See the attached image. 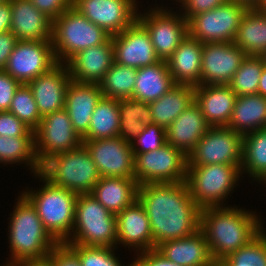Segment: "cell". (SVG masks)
<instances>
[{"label": "cell", "instance_id": "cell-13", "mask_svg": "<svg viewBox=\"0 0 266 266\" xmlns=\"http://www.w3.org/2000/svg\"><path fill=\"white\" fill-rule=\"evenodd\" d=\"M82 144L65 109L44 116L35 130V152L42 166L56 154L70 151Z\"/></svg>", "mask_w": 266, "mask_h": 266}, {"label": "cell", "instance_id": "cell-53", "mask_svg": "<svg viewBox=\"0 0 266 266\" xmlns=\"http://www.w3.org/2000/svg\"><path fill=\"white\" fill-rule=\"evenodd\" d=\"M259 11L266 14V0H261L259 5L256 7Z\"/></svg>", "mask_w": 266, "mask_h": 266}, {"label": "cell", "instance_id": "cell-49", "mask_svg": "<svg viewBox=\"0 0 266 266\" xmlns=\"http://www.w3.org/2000/svg\"><path fill=\"white\" fill-rule=\"evenodd\" d=\"M17 42V37L11 31L0 32V70H4Z\"/></svg>", "mask_w": 266, "mask_h": 266}, {"label": "cell", "instance_id": "cell-25", "mask_svg": "<svg viewBox=\"0 0 266 266\" xmlns=\"http://www.w3.org/2000/svg\"><path fill=\"white\" fill-rule=\"evenodd\" d=\"M210 128L201 108L194 101L166 129V143L188 156Z\"/></svg>", "mask_w": 266, "mask_h": 266}, {"label": "cell", "instance_id": "cell-50", "mask_svg": "<svg viewBox=\"0 0 266 266\" xmlns=\"http://www.w3.org/2000/svg\"><path fill=\"white\" fill-rule=\"evenodd\" d=\"M11 15V0L0 4V32L10 31Z\"/></svg>", "mask_w": 266, "mask_h": 266}, {"label": "cell", "instance_id": "cell-4", "mask_svg": "<svg viewBox=\"0 0 266 266\" xmlns=\"http://www.w3.org/2000/svg\"><path fill=\"white\" fill-rule=\"evenodd\" d=\"M42 186L22 190V194L36 208L44 228L58 242L64 243L74 227L77 194L53 184L41 172L34 174ZM34 189V190H33ZM38 189V190H37Z\"/></svg>", "mask_w": 266, "mask_h": 266}, {"label": "cell", "instance_id": "cell-48", "mask_svg": "<svg viewBox=\"0 0 266 266\" xmlns=\"http://www.w3.org/2000/svg\"><path fill=\"white\" fill-rule=\"evenodd\" d=\"M133 266H181L167 260L156 248L134 255Z\"/></svg>", "mask_w": 266, "mask_h": 266}, {"label": "cell", "instance_id": "cell-22", "mask_svg": "<svg viewBox=\"0 0 266 266\" xmlns=\"http://www.w3.org/2000/svg\"><path fill=\"white\" fill-rule=\"evenodd\" d=\"M10 31L18 41L52 40L53 21L30 0H11Z\"/></svg>", "mask_w": 266, "mask_h": 266}, {"label": "cell", "instance_id": "cell-3", "mask_svg": "<svg viewBox=\"0 0 266 266\" xmlns=\"http://www.w3.org/2000/svg\"><path fill=\"white\" fill-rule=\"evenodd\" d=\"M8 217V248L11 253L4 266L46 262L58 242L44 228L36 208L21 193ZM7 261V262H6Z\"/></svg>", "mask_w": 266, "mask_h": 266}, {"label": "cell", "instance_id": "cell-17", "mask_svg": "<svg viewBox=\"0 0 266 266\" xmlns=\"http://www.w3.org/2000/svg\"><path fill=\"white\" fill-rule=\"evenodd\" d=\"M247 54L233 42L204 43L202 47V85H228Z\"/></svg>", "mask_w": 266, "mask_h": 266}, {"label": "cell", "instance_id": "cell-32", "mask_svg": "<svg viewBox=\"0 0 266 266\" xmlns=\"http://www.w3.org/2000/svg\"><path fill=\"white\" fill-rule=\"evenodd\" d=\"M233 43L247 55L262 56L266 52V14L257 8H248Z\"/></svg>", "mask_w": 266, "mask_h": 266}, {"label": "cell", "instance_id": "cell-37", "mask_svg": "<svg viewBox=\"0 0 266 266\" xmlns=\"http://www.w3.org/2000/svg\"><path fill=\"white\" fill-rule=\"evenodd\" d=\"M136 74V68L114 62L99 83L103 97L118 100L132 98Z\"/></svg>", "mask_w": 266, "mask_h": 266}, {"label": "cell", "instance_id": "cell-43", "mask_svg": "<svg viewBox=\"0 0 266 266\" xmlns=\"http://www.w3.org/2000/svg\"><path fill=\"white\" fill-rule=\"evenodd\" d=\"M35 136V131L28 127L9 111H0V136Z\"/></svg>", "mask_w": 266, "mask_h": 266}, {"label": "cell", "instance_id": "cell-16", "mask_svg": "<svg viewBox=\"0 0 266 266\" xmlns=\"http://www.w3.org/2000/svg\"><path fill=\"white\" fill-rule=\"evenodd\" d=\"M100 177L135 178L131 143L119 136L98 140H82Z\"/></svg>", "mask_w": 266, "mask_h": 266}, {"label": "cell", "instance_id": "cell-46", "mask_svg": "<svg viewBox=\"0 0 266 266\" xmlns=\"http://www.w3.org/2000/svg\"><path fill=\"white\" fill-rule=\"evenodd\" d=\"M20 84L4 70H0V111L9 110L12 98Z\"/></svg>", "mask_w": 266, "mask_h": 266}, {"label": "cell", "instance_id": "cell-9", "mask_svg": "<svg viewBox=\"0 0 266 266\" xmlns=\"http://www.w3.org/2000/svg\"><path fill=\"white\" fill-rule=\"evenodd\" d=\"M148 12L138 11L137 20L148 31L156 55L161 61H167L189 34L188 21L174 8L154 3ZM152 7V8H151Z\"/></svg>", "mask_w": 266, "mask_h": 266}, {"label": "cell", "instance_id": "cell-14", "mask_svg": "<svg viewBox=\"0 0 266 266\" xmlns=\"http://www.w3.org/2000/svg\"><path fill=\"white\" fill-rule=\"evenodd\" d=\"M57 64L52 40L18 41L4 71L21 84H27Z\"/></svg>", "mask_w": 266, "mask_h": 266}, {"label": "cell", "instance_id": "cell-21", "mask_svg": "<svg viewBox=\"0 0 266 266\" xmlns=\"http://www.w3.org/2000/svg\"><path fill=\"white\" fill-rule=\"evenodd\" d=\"M113 63L114 50L111 36L106 43L79 51L65 64L72 81L99 84Z\"/></svg>", "mask_w": 266, "mask_h": 266}, {"label": "cell", "instance_id": "cell-30", "mask_svg": "<svg viewBox=\"0 0 266 266\" xmlns=\"http://www.w3.org/2000/svg\"><path fill=\"white\" fill-rule=\"evenodd\" d=\"M195 101V86L175 84L159 99L149 103L153 123L165 130Z\"/></svg>", "mask_w": 266, "mask_h": 266}, {"label": "cell", "instance_id": "cell-44", "mask_svg": "<svg viewBox=\"0 0 266 266\" xmlns=\"http://www.w3.org/2000/svg\"><path fill=\"white\" fill-rule=\"evenodd\" d=\"M178 2L179 12L189 21L193 16L212 10L228 0H173ZM180 6V7H179ZM181 10V11H180Z\"/></svg>", "mask_w": 266, "mask_h": 266}, {"label": "cell", "instance_id": "cell-31", "mask_svg": "<svg viewBox=\"0 0 266 266\" xmlns=\"http://www.w3.org/2000/svg\"><path fill=\"white\" fill-rule=\"evenodd\" d=\"M227 127L242 135L266 127V98L260 94L237 96Z\"/></svg>", "mask_w": 266, "mask_h": 266}, {"label": "cell", "instance_id": "cell-20", "mask_svg": "<svg viewBox=\"0 0 266 266\" xmlns=\"http://www.w3.org/2000/svg\"><path fill=\"white\" fill-rule=\"evenodd\" d=\"M71 80L67 65L58 63L47 73L27 83L42 118L64 109L66 90Z\"/></svg>", "mask_w": 266, "mask_h": 266}, {"label": "cell", "instance_id": "cell-8", "mask_svg": "<svg viewBox=\"0 0 266 266\" xmlns=\"http://www.w3.org/2000/svg\"><path fill=\"white\" fill-rule=\"evenodd\" d=\"M41 173L53 184L77 195L91 193L100 179L96 165L83 144L52 156L42 165Z\"/></svg>", "mask_w": 266, "mask_h": 266}, {"label": "cell", "instance_id": "cell-52", "mask_svg": "<svg viewBox=\"0 0 266 266\" xmlns=\"http://www.w3.org/2000/svg\"><path fill=\"white\" fill-rule=\"evenodd\" d=\"M234 1L235 3L243 4L247 8H256L261 0H231Z\"/></svg>", "mask_w": 266, "mask_h": 266}, {"label": "cell", "instance_id": "cell-54", "mask_svg": "<svg viewBox=\"0 0 266 266\" xmlns=\"http://www.w3.org/2000/svg\"><path fill=\"white\" fill-rule=\"evenodd\" d=\"M21 266H50L47 262L26 263Z\"/></svg>", "mask_w": 266, "mask_h": 266}, {"label": "cell", "instance_id": "cell-12", "mask_svg": "<svg viewBox=\"0 0 266 266\" xmlns=\"http://www.w3.org/2000/svg\"><path fill=\"white\" fill-rule=\"evenodd\" d=\"M243 135L227 126L211 127L189 153L188 166H241Z\"/></svg>", "mask_w": 266, "mask_h": 266}, {"label": "cell", "instance_id": "cell-23", "mask_svg": "<svg viewBox=\"0 0 266 266\" xmlns=\"http://www.w3.org/2000/svg\"><path fill=\"white\" fill-rule=\"evenodd\" d=\"M102 97L99 84L78 83L72 80L69 83L64 109L81 138L88 132L92 113Z\"/></svg>", "mask_w": 266, "mask_h": 266}, {"label": "cell", "instance_id": "cell-36", "mask_svg": "<svg viewBox=\"0 0 266 266\" xmlns=\"http://www.w3.org/2000/svg\"><path fill=\"white\" fill-rule=\"evenodd\" d=\"M118 99L102 97L91 116L88 132L82 140L114 138L119 131Z\"/></svg>", "mask_w": 266, "mask_h": 266}, {"label": "cell", "instance_id": "cell-39", "mask_svg": "<svg viewBox=\"0 0 266 266\" xmlns=\"http://www.w3.org/2000/svg\"><path fill=\"white\" fill-rule=\"evenodd\" d=\"M217 266H266V229L247 245L215 262Z\"/></svg>", "mask_w": 266, "mask_h": 266}, {"label": "cell", "instance_id": "cell-26", "mask_svg": "<svg viewBox=\"0 0 266 266\" xmlns=\"http://www.w3.org/2000/svg\"><path fill=\"white\" fill-rule=\"evenodd\" d=\"M202 47L188 34L166 61L175 84L201 85Z\"/></svg>", "mask_w": 266, "mask_h": 266}, {"label": "cell", "instance_id": "cell-27", "mask_svg": "<svg viewBox=\"0 0 266 266\" xmlns=\"http://www.w3.org/2000/svg\"><path fill=\"white\" fill-rule=\"evenodd\" d=\"M164 257L181 266H213L206 237L199 229L193 235L169 240L156 248Z\"/></svg>", "mask_w": 266, "mask_h": 266}, {"label": "cell", "instance_id": "cell-55", "mask_svg": "<svg viewBox=\"0 0 266 266\" xmlns=\"http://www.w3.org/2000/svg\"><path fill=\"white\" fill-rule=\"evenodd\" d=\"M260 184H262L264 187H266V177L259 183V186H260Z\"/></svg>", "mask_w": 266, "mask_h": 266}, {"label": "cell", "instance_id": "cell-47", "mask_svg": "<svg viewBox=\"0 0 266 266\" xmlns=\"http://www.w3.org/2000/svg\"><path fill=\"white\" fill-rule=\"evenodd\" d=\"M34 6L54 21L66 9L72 6L73 0H30Z\"/></svg>", "mask_w": 266, "mask_h": 266}, {"label": "cell", "instance_id": "cell-5", "mask_svg": "<svg viewBox=\"0 0 266 266\" xmlns=\"http://www.w3.org/2000/svg\"><path fill=\"white\" fill-rule=\"evenodd\" d=\"M64 244L119 249L116 215L104 208L90 193L78 195L73 231Z\"/></svg>", "mask_w": 266, "mask_h": 266}, {"label": "cell", "instance_id": "cell-28", "mask_svg": "<svg viewBox=\"0 0 266 266\" xmlns=\"http://www.w3.org/2000/svg\"><path fill=\"white\" fill-rule=\"evenodd\" d=\"M135 178L100 177L90 193L104 208L117 215L137 200Z\"/></svg>", "mask_w": 266, "mask_h": 266}, {"label": "cell", "instance_id": "cell-34", "mask_svg": "<svg viewBox=\"0 0 266 266\" xmlns=\"http://www.w3.org/2000/svg\"><path fill=\"white\" fill-rule=\"evenodd\" d=\"M0 164H24L32 174L41 172L35 152V136H0Z\"/></svg>", "mask_w": 266, "mask_h": 266}, {"label": "cell", "instance_id": "cell-57", "mask_svg": "<svg viewBox=\"0 0 266 266\" xmlns=\"http://www.w3.org/2000/svg\"><path fill=\"white\" fill-rule=\"evenodd\" d=\"M7 0H0V4H2V3H4V2H6Z\"/></svg>", "mask_w": 266, "mask_h": 266}, {"label": "cell", "instance_id": "cell-33", "mask_svg": "<svg viewBox=\"0 0 266 266\" xmlns=\"http://www.w3.org/2000/svg\"><path fill=\"white\" fill-rule=\"evenodd\" d=\"M241 173L257 184L266 177V127L243 135Z\"/></svg>", "mask_w": 266, "mask_h": 266}, {"label": "cell", "instance_id": "cell-24", "mask_svg": "<svg viewBox=\"0 0 266 266\" xmlns=\"http://www.w3.org/2000/svg\"><path fill=\"white\" fill-rule=\"evenodd\" d=\"M237 96L229 85L195 86V102L211 127L227 126Z\"/></svg>", "mask_w": 266, "mask_h": 266}, {"label": "cell", "instance_id": "cell-11", "mask_svg": "<svg viewBox=\"0 0 266 266\" xmlns=\"http://www.w3.org/2000/svg\"><path fill=\"white\" fill-rule=\"evenodd\" d=\"M247 9L243 4L228 0L212 10L193 16L188 21L189 35L203 44L233 42Z\"/></svg>", "mask_w": 266, "mask_h": 266}, {"label": "cell", "instance_id": "cell-6", "mask_svg": "<svg viewBox=\"0 0 266 266\" xmlns=\"http://www.w3.org/2000/svg\"><path fill=\"white\" fill-rule=\"evenodd\" d=\"M241 177H244L241 166L210 164L188 166L185 182L194 202L203 210L227 206L226 199L229 200L228 196L240 185L239 180L243 179Z\"/></svg>", "mask_w": 266, "mask_h": 266}, {"label": "cell", "instance_id": "cell-1", "mask_svg": "<svg viewBox=\"0 0 266 266\" xmlns=\"http://www.w3.org/2000/svg\"><path fill=\"white\" fill-rule=\"evenodd\" d=\"M137 199L150 221L154 248L169 240L191 236L200 229L201 209L185 181L138 185Z\"/></svg>", "mask_w": 266, "mask_h": 266}, {"label": "cell", "instance_id": "cell-29", "mask_svg": "<svg viewBox=\"0 0 266 266\" xmlns=\"http://www.w3.org/2000/svg\"><path fill=\"white\" fill-rule=\"evenodd\" d=\"M174 85L166 61L160 60L153 65L137 69L132 99L149 104L162 97Z\"/></svg>", "mask_w": 266, "mask_h": 266}, {"label": "cell", "instance_id": "cell-41", "mask_svg": "<svg viewBox=\"0 0 266 266\" xmlns=\"http://www.w3.org/2000/svg\"><path fill=\"white\" fill-rule=\"evenodd\" d=\"M79 258L81 266H125L116 256L117 248L67 245ZM116 249V250H115ZM126 266H133V262Z\"/></svg>", "mask_w": 266, "mask_h": 266}, {"label": "cell", "instance_id": "cell-51", "mask_svg": "<svg viewBox=\"0 0 266 266\" xmlns=\"http://www.w3.org/2000/svg\"><path fill=\"white\" fill-rule=\"evenodd\" d=\"M258 94L266 98V66L265 65H264V68L262 70V74L259 80Z\"/></svg>", "mask_w": 266, "mask_h": 266}, {"label": "cell", "instance_id": "cell-40", "mask_svg": "<svg viewBox=\"0 0 266 266\" xmlns=\"http://www.w3.org/2000/svg\"><path fill=\"white\" fill-rule=\"evenodd\" d=\"M8 111L23 121L33 131L38 128L42 120L28 84L22 83L17 88Z\"/></svg>", "mask_w": 266, "mask_h": 266}, {"label": "cell", "instance_id": "cell-15", "mask_svg": "<svg viewBox=\"0 0 266 266\" xmlns=\"http://www.w3.org/2000/svg\"><path fill=\"white\" fill-rule=\"evenodd\" d=\"M137 0H73L72 7L109 35L121 33L137 20Z\"/></svg>", "mask_w": 266, "mask_h": 266}, {"label": "cell", "instance_id": "cell-10", "mask_svg": "<svg viewBox=\"0 0 266 266\" xmlns=\"http://www.w3.org/2000/svg\"><path fill=\"white\" fill-rule=\"evenodd\" d=\"M187 155L165 143L157 150L138 153L134 159V174L138 185L176 183L186 180Z\"/></svg>", "mask_w": 266, "mask_h": 266}, {"label": "cell", "instance_id": "cell-19", "mask_svg": "<svg viewBox=\"0 0 266 266\" xmlns=\"http://www.w3.org/2000/svg\"><path fill=\"white\" fill-rule=\"evenodd\" d=\"M116 220L117 245L134 254L154 249L150 221L138 199L118 213Z\"/></svg>", "mask_w": 266, "mask_h": 266}, {"label": "cell", "instance_id": "cell-35", "mask_svg": "<svg viewBox=\"0 0 266 266\" xmlns=\"http://www.w3.org/2000/svg\"><path fill=\"white\" fill-rule=\"evenodd\" d=\"M119 131L118 136L131 143L146 125L153 123L148 103L132 98L118 100Z\"/></svg>", "mask_w": 266, "mask_h": 266}, {"label": "cell", "instance_id": "cell-18", "mask_svg": "<svg viewBox=\"0 0 266 266\" xmlns=\"http://www.w3.org/2000/svg\"><path fill=\"white\" fill-rule=\"evenodd\" d=\"M114 62L136 69L158 63L150 35L136 20L121 33L112 36Z\"/></svg>", "mask_w": 266, "mask_h": 266}, {"label": "cell", "instance_id": "cell-7", "mask_svg": "<svg viewBox=\"0 0 266 266\" xmlns=\"http://www.w3.org/2000/svg\"><path fill=\"white\" fill-rule=\"evenodd\" d=\"M110 38L72 6L53 21L52 46L58 63H66L79 51L106 43Z\"/></svg>", "mask_w": 266, "mask_h": 266}, {"label": "cell", "instance_id": "cell-45", "mask_svg": "<svg viewBox=\"0 0 266 266\" xmlns=\"http://www.w3.org/2000/svg\"><path fill=\"white\" fill-rule=\"evenodd\" d=\"M50 266H81L78 256L64 243H58L47 257Z\"/></svg>", "mask_w": 266, "mask_h": 266}, {"label": "cell", "instance_id": "cell-56", "mask_svg": "<svg viewBox=\"0 0 266 266\" xmlns=\"http://www.w3.org/2000/svg\"><path fill=\"white\" fill-rule=\"evenodd\" d=\"M262 59H263L264 64H265V66H266V52L262 55Z\"/></svg>", "mask_w": 266, "mask_h": 266}, {"label": "cell", "instance_id": "cell-2", "mask_svg": "<svg viewBox=\"0 0 266 266\" xmlns=\"http://www.w3.org/2000/svg\"><path fill=\"white\" fill-rule=\"evenodd\" d=\"M262 220L252 209L247 211L235 204L201 210L200 230L213 260L216 262L247 245L265 228Z\"/></svg>", "mask_w": 266, "mask_h": 266}, {"label": "cell", "instance_id": "cell-38", "mask_svg": "<svg viewBox=\"0 0 266 266\" xmlns=\"http://www.w3.org/2000/svg\"><path fill=\"white\" fill-rule=\"evenodd\" d=\"M264 65L262 56H246L228 84L236 96L258 94L259 80Z\"/></svg>", "mask_w": 266, "mask_h": 266}, {"label": "cell", "instance_id": "cell-42", "mask_svg": "<svg viewBox=\"0 0 266 266\" xmlns=\"http://www.w3.org/2000/svg\"><path fill=\"white\" fill-rule=\"evenodd\" d=\"M166 130L157 124L146 125L131 142L134 156L157 150L166 143Z\"/></svg>", "mask_w": 266, "mask_h": 266}]
</instances>
